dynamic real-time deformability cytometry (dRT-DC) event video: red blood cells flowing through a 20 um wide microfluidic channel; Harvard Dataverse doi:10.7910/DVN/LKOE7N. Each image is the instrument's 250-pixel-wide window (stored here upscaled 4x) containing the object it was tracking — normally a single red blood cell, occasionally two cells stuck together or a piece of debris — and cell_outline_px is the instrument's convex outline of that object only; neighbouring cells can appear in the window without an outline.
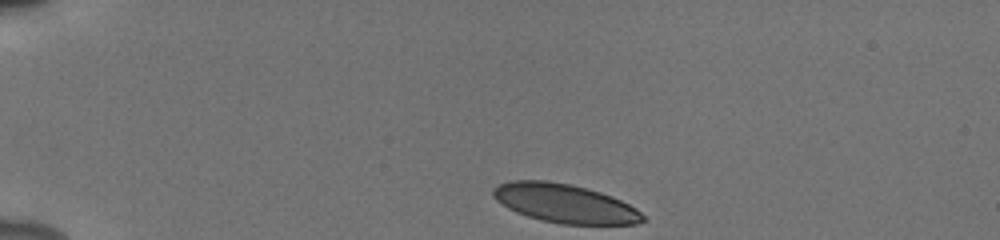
{"species": "human", "species_latin": "Homo sapiens", "temperature_condition": "cold", "stored_images_in_passage": 42, "camera_frame_rate_fps": 3000, "um_per_image_px": 0.085, "donor": {"sex": "male"}, "frame": {"image": 1, "passage_image": 1, "time_ms": 0.0, "image_size_px": [1000, 240], "cell_outline_px": [[648, 220], [636, 224], [560, 224], [528, 216], [516, 212], [508, 208], [496, 200], [492, 196], [492, 188], [500, 184], [512, 180], [548, 180], [568, 184], [600, 192], [612, 196], [636, 208]], "centroid_in_image_um": [48.0, 17.29], "position_along_channel_um": 37.0, "area_um2": 33.7}}
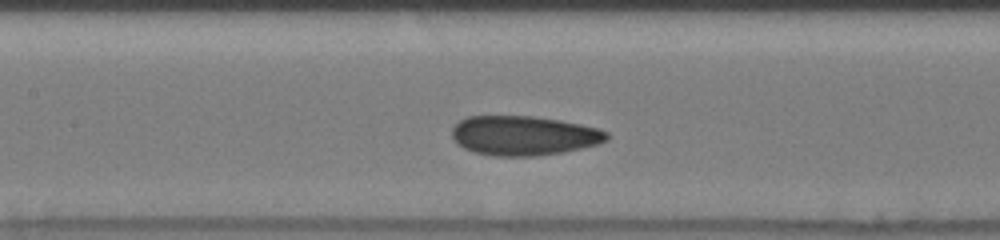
{"frame": {"image": 2, "passage_image": 16, "time_ms": 5.0, "image_size_px": [1000, 240], "cell_outline_px": [[608, 140], [600, 144], [564, 152], [536, 156], [492, 156], [476, 152], [464, 148], [456, 144], [452, 136], [452, 128], [460, 120], [468, 116], [532, 116], [560, 120], [580, 124], [596, 128], [608, 132]], "centroid_in_image_um": [44.52, 11.53], "position_along_channel_um": 162.9, "area_um2": 35.78}}
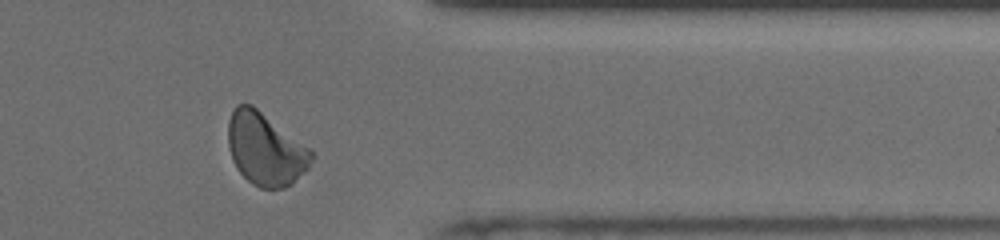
{"frame": {"image": 3, "passage_image": 34, "time_ms": 11.0, "image_size_px": [1000, 240], "cell_outline_px": [[312, 160], [308, 168], [292, 184], [284, 188], [260, 188], [252, 184], [236, 168], [232, 160], [228, 148], [228, 120], [236, 104], [252, 104], [308, 148], [312, 152]], "centroid_in_image_um": [22.52, 12.68], "position_along_channel_um": 388.9, "area_um2": 34.91}, "authors_computed_cell_mechanics": {"area_um2": 34.7956, "velocity_mm_per_s": 3.8783, "shape_relaxation_time_tau1_ms": 5.5162, "shape_relaxation_time_tau2_ms": 1.196, "deformation_change_tau1": 0.1227, "deformation_change_tau2": 0.0722}}